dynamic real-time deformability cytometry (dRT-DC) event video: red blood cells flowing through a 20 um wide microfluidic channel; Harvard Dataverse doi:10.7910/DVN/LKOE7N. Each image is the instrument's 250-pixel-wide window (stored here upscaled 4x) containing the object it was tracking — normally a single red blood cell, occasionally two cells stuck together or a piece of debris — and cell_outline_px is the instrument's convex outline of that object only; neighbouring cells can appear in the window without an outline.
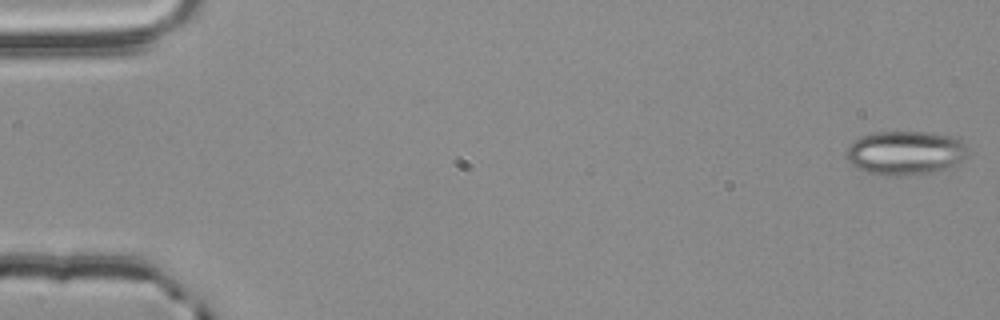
{"species": "common noctule bat (a hibernating species)", "species_latin": "Nyctalus noctula", "temperature_condition": "room temperature", "stored_images_in_passage": 55, "camera_frame_rate_fps": 3000, "um_per_image_px": 0.085, "animal": {"sex": "male", "body_mass_g": 20.4}, "frame": {"image": 1, "passage_image": 1, "time_ms": 0.0, "image_size_px": [1000, 320], "cell_outline_px": [[968, 156], [948, 168], [932, 172], [896, 176], [884, 176], [864, 172], [852, 164], [848, 160], [848, 148], [860, 136], [876, 132], [928, 132], [952, 136], [960, 140], [964, 144]], "centroid_in_image_um": [76.96, 13.0], "position_along_channel_um": 8.0, "area_um2": 30.92}}
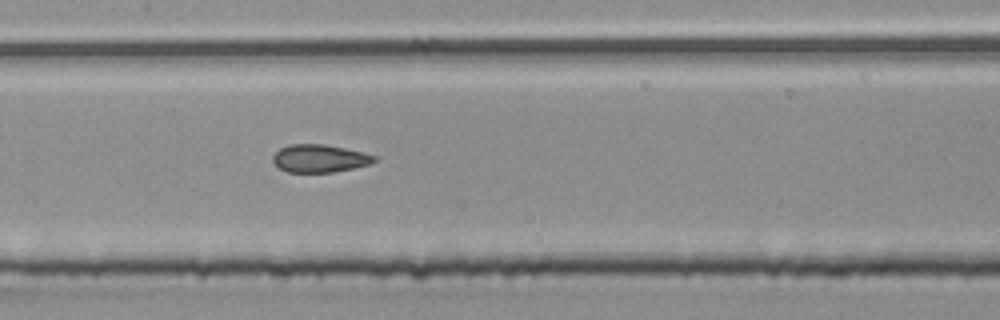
{"frame": {"image": 2, "passage_image": 27, "time_ms": 8.667, "image_size_px": [1000, 320], "cell_outline_px": [[376, 160], [368, 164], [352, 168], [332, 172], [288, 172], [280, 168], [272, 160], [272, 156], [280, 148], [292, 144], [324, 144], [364, 152], [376, 156]], "centroid_in_image_um": [27.15, 13.46], "position_along_channel_um": 180.2, "area_um2": 16.24}}
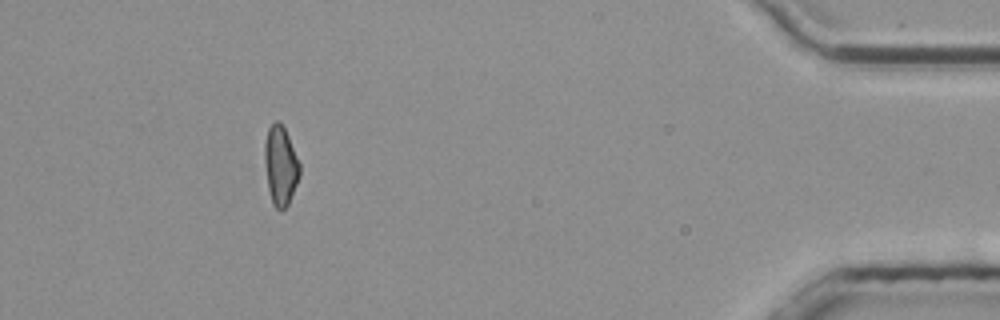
{"frame": {"image": 3, "passage_image": 50, "time_ms": 16.333, "image_size_px": [1000, 320], "cell_outline_px": [[300, 176], [288, 204], [280, 212], [272, 204], [268, 188], [264, 164], [264, 144], [268, 128], [276, 120], [284, 128], [288, 136], [300, 164]], "centroid_in_image_um": [23.83, 14.11], "position_along_channel_um": 411.4, "area_um2": 16.18}, "authors_computed_cell_mechanics": {"area_um2": 16.8198, "velocity_mm_per_s": 3.8315, "shape_relaxation_time_tau1_ms": null, "shape_relaxation_time_tau2_ms": 1.8879, "deformation_change_tau1": null, "deformation_change_tau2": 0.1005}}